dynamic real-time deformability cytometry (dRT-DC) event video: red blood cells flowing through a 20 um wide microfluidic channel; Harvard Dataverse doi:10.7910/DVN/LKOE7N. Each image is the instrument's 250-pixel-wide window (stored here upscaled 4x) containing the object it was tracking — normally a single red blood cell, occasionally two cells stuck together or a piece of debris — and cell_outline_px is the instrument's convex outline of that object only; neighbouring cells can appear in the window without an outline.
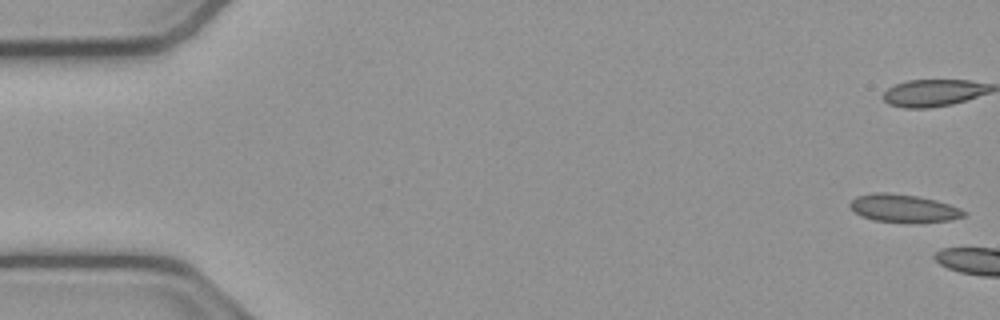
{"species": "common noctule bat (a hibernating species)", "species_latin": "Nyctalus noctula", "temperature_condition": "cold", "stored_images_in_passage": 4, "camera_frame_rate_fps": 3000, "um_per_image_px": 0.085, "animal": {"sex": "male", "body_mass_g": 23.1, "forearm_length_mm": 52.7}, "frame": {"image": 1, "passage_image": 1, "time_ms": 0.0, "image_size_px": [1000, 320], "cell_outline_px": [[968, 212], [964, 216], [948, 220], [872, 220], [860, 216], [848, 204], [856, 196], [872, 192], [888, 192], [916, 196], [936, 200], [960, 208]], "centroid_in_image_um": [76.75, 17.65], "position_along_channel_um": 8.3, "area_um2": 17.74}}